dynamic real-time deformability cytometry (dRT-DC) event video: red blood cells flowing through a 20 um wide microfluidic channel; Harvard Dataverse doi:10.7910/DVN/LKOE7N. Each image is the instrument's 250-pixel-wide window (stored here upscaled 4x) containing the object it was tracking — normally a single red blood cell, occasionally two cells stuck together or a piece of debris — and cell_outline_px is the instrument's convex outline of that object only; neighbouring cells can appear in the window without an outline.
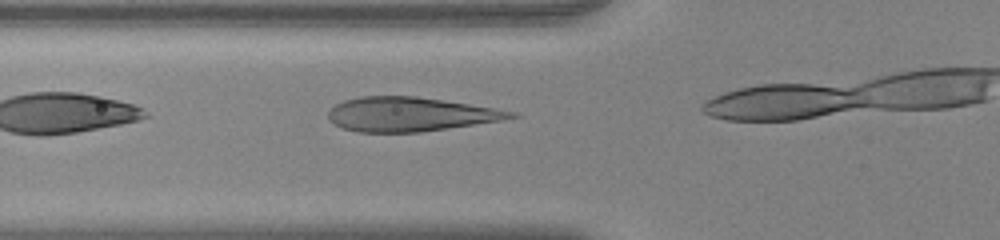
{"species": "human", "species_latin": "Homo sapiens", "temperature_condition": "warm", "stored_images_in_passage": 8, "camera_frame_rate_fps": 3000, "um_per_image_px": 0.085, "donor": {"sex": "female"}, "frame": {"image": 1, "passage_image": 4, "time_ms": 1.0, "image_size_px": [1000, 240], "cell_outline_px": [[520, 116], [504, 120], [420, 132], [360, 132], [344, 128], [328, 120], [328, 112], [336, 104], [344, 100], [360, 96], [416, 96], [468, 104], [516, 112]], "centroid_in_image_um": [34.85, 9.71], "position_along_channel_um": 90.9, "area_um2": 36.07}}